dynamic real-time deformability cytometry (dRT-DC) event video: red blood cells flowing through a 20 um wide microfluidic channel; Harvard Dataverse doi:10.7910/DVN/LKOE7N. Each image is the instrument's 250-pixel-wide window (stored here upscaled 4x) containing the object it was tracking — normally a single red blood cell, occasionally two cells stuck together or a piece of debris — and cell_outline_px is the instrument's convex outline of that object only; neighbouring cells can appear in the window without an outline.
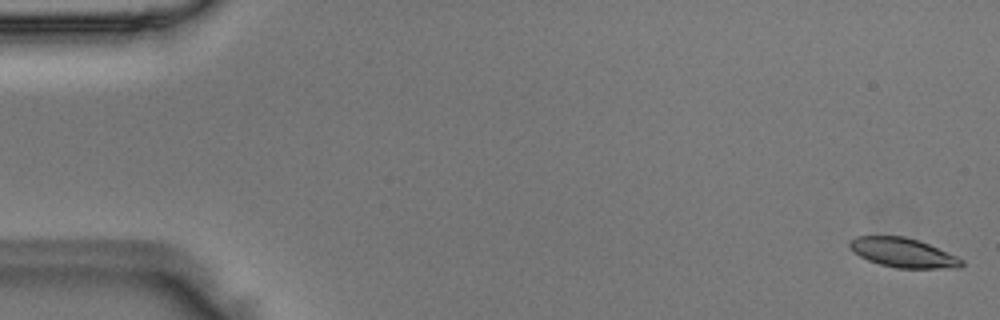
{"species": "Egyptian fruit bat (a non-hibernating species)", "species_latin": "Rousettus aegyptiacus", "temperature_condition": "room temperature", "stored_images_in_passage": 39, "camera_frame_rate_fps": 3000, "um_per_image_px": 0.085, "animal": {"sex": "male"}, "frame": {"image": 1, "passage_image": 1, "time_ms": 0.0, "image_size_px": [1000, 320], "cell_outline_px": [[964, 264], [960, 268], [896, 268], [880, 264], [868, 260], [860, 256], [848, 244], [856, 236], [904, 236], [928, 244], [956, 256], [964, 260]], "centroid_in_image_um": [76.79, 21.49], "position_along_channel_um": 8.2, "area_um2": 18.84}}
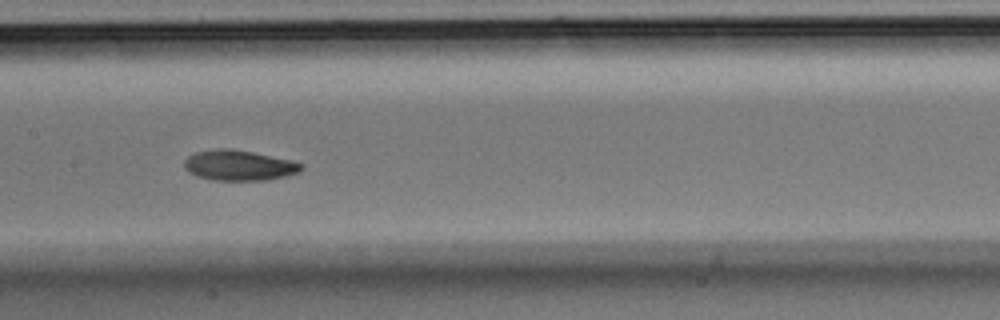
{"frame": {"image": 2, "passage_image": 25, "time_ms": 8.0, "image_size_px": [1000, 320], "cell_outline_px": [[304, 168], [296, 172], [284, 176], [268, 180], [212, 180], [196, 176], [188, 172], [184, 168], [184, 160], [188, 156], [196, 152], [216, 148], [232, 148], [252, 152], [288, 160], [304, 164]], "centroid_in_image_um": [20.25, 14.05], "position_along_channel_um": 187.1, "area_um2": 20.63}}
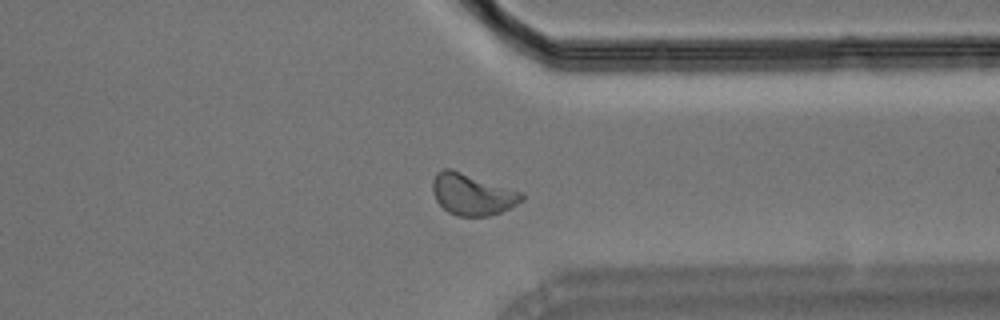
{"frame": {"image": 3, "passage_image": 39, "time_ms": 12.667, "image_size_px": [1000, 320], "cell_outline_px": [[524, 200], [500, 212], [488, 216], [456, 216], [448, 212], [436, 200], [432, 192], [432, 180], [436, 172], [444, 168], [452, 168], [524, 192]], "centroid_in_image_um": [40.13, 16.49], "position_along_channel_um": 371.3, "area_um2": 21.85}}